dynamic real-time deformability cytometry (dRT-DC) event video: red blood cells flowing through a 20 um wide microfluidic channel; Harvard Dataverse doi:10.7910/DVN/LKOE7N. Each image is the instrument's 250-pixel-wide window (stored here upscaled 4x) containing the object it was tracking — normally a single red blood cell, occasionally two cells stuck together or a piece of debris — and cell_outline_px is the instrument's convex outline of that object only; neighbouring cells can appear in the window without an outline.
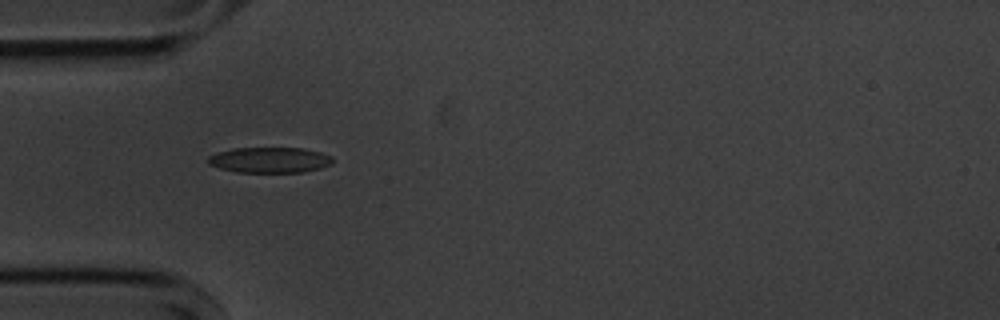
{"species": "common noctule bat (a hibernating species)", "species_latin": "Nyctalus noctula", "temperature_condition": "cold", "stored_images_in_passage": 33, "camera_frame_rate_fps": 3000, "um_per_image_px": 0.085, "animal": {"sex": "male", "body_mass_g": 20.1, "forearm_length_mm": 53.5}, "frame": {"image": 1, "passage_image": 1, "time_ms": 0.0, "image_size_px": [1000, 320], "cell_outline_px": [[332, 164], [320, 168], [304, 172], [236, 172], [220, 168], [208, 164], [208, 156], [216, 152], [236, 148], [304, 148], [320, 152], [332, 156]], "centroid_in_image_um": [22.92, 13.6], "position_along_channel_um": 62.1, "area_um2": 18.61}}
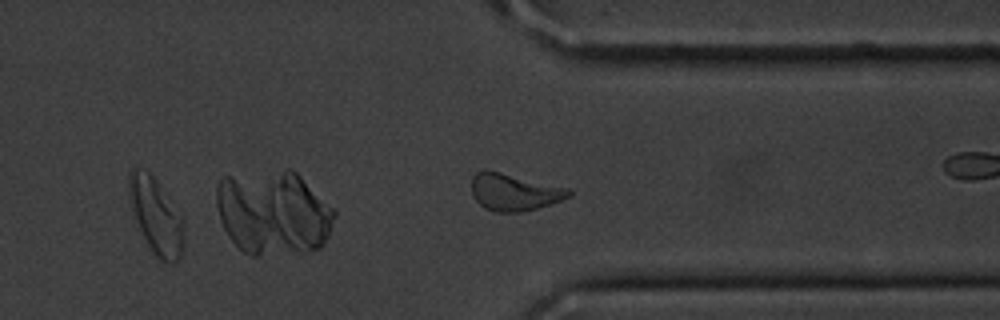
{"frame": {"image": 2, "passage_image": 19, "time_ms": 6.0, "image_size_px": [1000, 320], "cell_outline_px": [[572, 196], [536, 208], [520, 212], [496, 212], [484, 208], [472, 196], [472, 176], [476, 172], [484, 168], [488, 168], [568, 188], [572, 192]], "centroid_in_image_um": [43.65, 16.29], "position_along_channel_um": 367.7, "area_um2": 21.21}, "authors_computed_cell_mechanics": {"area_um2": 20.3456, "velocity_mm_per_s": 3.6177, "shape_relaxation_time_tau1_ms": 2.3316, "shape_relaxation_time_tau2_ms": 0.6538, "deformation_change_tau1": 0.1266, "deformation_change_tau2": 0.0873}}